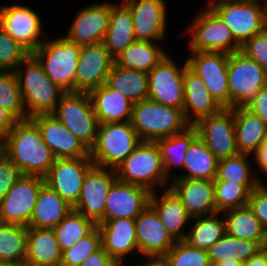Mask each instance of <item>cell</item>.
<instances>
[{
  "mask_svg": "<svg viewBox=\"0 0 267 266\" xmlns=\"http://www.w3.org/2000/svg\"><path fill=\"white\" fill-rule=\"evenodd\" d=\"M0 150L18 167L22 175L44 178L56 159L31 119L18 120L0 141Z\"/></svg>",
  "mask_w": 267,
  "mask_h": 266,
  "instance_id": "cell-1",
  "label": "cell"
},
{
  "mask_svg": "<svg viewBox=\"0 0 267 266\" xmlns=\"http://www.w3.org/2000/svg\"><path fill=\"white\" fill-rule=\"evenodd\" d=\"M14 72L21 90L27 119L53 114L65 92L47 77L38 60L30 54Z\"/></svg>",
  "mask_w": 267,
  "mask_h": 266,
  "instance_id": "cell-2",
  "label": "cell"
},
{
  "mask_svg": "<svg viewBox=\"0 0 267 266\" xmlns=\"http://www.w3.org/2000/svg\"><path fill=\"white\" fill-rule=\"evenodd\" d=\"M131 123L142 141L151 142L181 133L190 126L183 109L165 106L149 98L134 103Z\"/></svg>",
  "mask_w": 267,
  "mask_h": 266,
  "instance_id": "cell-3",
  "label": "cell"
},
{
  "mask_svg": "<svg viewBox=\"0 0 267 266\" xmlns=\"http://www.w3.org/2000/svg\"><path fill=\"white\" fill-rule=\"evenodd\" d=\"M81 46L65 36L46 39L32 55L42 65L47 77L62 91L75 92V77Z\"/></svg>",
  "mask_w": 267,
  "mask_h": 266,
  "instance_id": "cell-4",
  "label": "cell"
},
{
  "mask_svg": "<svg viewBox=\"0 0 267 266\" xmlns=\"http://www.w3.org/2000/svg\"><path fill=\"white\" fill-rule=\"evenodd\" d=\"M141 142L131 121L99 124L90 157L95 166L116 169Z\"/></svg>",
  "mask_w": 267,
  "mask_h": 266,
  "instance_id": "cell-5",
  "label": "cell"
},
{
  "mask_svg": "<svg viewBox=\"0 0 267 266\" xmlns=\"http://www.w3.org/2000/svg\"><path fill=\"white\" fill-rule=\"evenodd\" d=\"M115 172L118 180L140 185L150 192L170 181L165 175L160 149L151 141H142Z\"/></svg>",
  "mask_w": 267,
  "mask_h": 266,
  "instance_id": "cell-6",
  "label": "cell"
},
{
  "mask_svg": "<svg viewBox=\"0 0 267 266\" xmlns=\"http://www.w3.org/2000/svg\"><path fill=\"white\" fill-rule=\"evenodd\" d=\"M232 2L208 0V5L228 25L235 42L241 47L246 41L267 28V0ZM263 6V7H262Z\"/></svg>",
  "mask_w": 267,
  "mask_h": 266,
  "instance_id": "cell-7",
  "label": "cell"
},
{
  "mask_svg": "<svg viewBox=\"0 0 267 266\" xmlns=\"http://www.w3.org/2000/svg\"><path fill=\"white\" fill-rule=\"evenodd\" d=\"M52 115L89 150L94 146L99 123L88 92L64 93Z\"/></svg>",
  "mask_w": 267,
  "mask_h": 266,
  "instance_id": "cell-8",
  "label": "cell"
},
{
  "mask_svg": "<svg viewBox=\"0 0 267 266\" xmlns=\"http://www.w3.org/2000/svg\"><path fill=\"white\" fill-rule=\"evenodd\" d=\"M191 34L189 51H213L231 54L240 50L232 31L219 15L207 4L196 14L191 25L185 30Z\"/></svg>",
  "mask_w": 267,
  "mask_h": 266,
  "instance_id": "cell-9",
  "label": "cell"
},
{
  "mask_svg": "<svg viewBox=\"0 0 267 266\" xmlns=\"http://www.w3.org/2000/svg\"><path fill=\"white\" fill-rule=\"evenodd\" d=\"M228 83L230 108L246 106L267 84V72L240 50L229 54Z\"/></svg>",
  "mask_w": 267,
  "mask_h": 266,
  "instance_id": "cell-10",
  "label": "cell"
},
{
  "mask_svg": "<svg viewBox=\"0 0 267 266\" xmlns=\"http://www.w3.org/2000/svg\"><path fill=\"white\" fill-rule=\"evenodd\" d=\"M187 67L205 83L209 93L222 108H230L228 83L229 54L213 51H190Z\"/></svg>",
  "mask_w": 267,
  "mask_h": 266,
  "instance_id": "cell-11",
  "label": "cell"
},
{
  "mask_svg": "<svg viewBox=\"0 0 267 266\" xmlns=\"http://www.w3.org/2000/svg\"><path fill=\"white\" fill-rule=\"evenodd\" d=\"M42 24L38 13L27 5L21 3L0 5V26L31 54L48 36L42 30Z\"/></svg>",
  "mask_w": 267,
  "mask_h": 266,
  "instance_id": "cell-12",
  "label": "cell"
},
{
  "mask_svg": "<svg viewBox=\"0 0 267 266\" xmlns=\"http://www.w3.org/2000/svg\"><path fill=\"white\" fill-rule=\"evenodd\" d=\"M44 184L42 177L22 175L0 201V222L28 227Z\"/></svg>",
  "mask_w": 267,
  "mask_h": 266,
  "instance_id": "cell-13",
  "label": "cell"
},
{
  "mask_svg": "<svg viewBox=\"0 0 267 266\" xmlns=\"http://www.w3.org/2000/svg\"><path fill=\"white\" fill-rule=\"evenodd\" d=\"M167 54L149 73L148 98L165 106L182 109L184 105L183 76L187 62L181 66Z\"/></svg>",
  "mask_w": 267,
  "mask_h": 266,
  "instance_id": "cell-14",
  "label": "cell"
},
{
  "mask_svg": "<svg viewBox=\"0 0 267 266\" xmlns=\"http://www.w3.org/2000/svg\"><path fill=\"white\" fill-rule=\"evenodd\" d=\"M193 126L198 137L218 160L239 153L236 146L234 108H222Z\"/></svg>",
  "mask_w": 267,
  "mask_h": 266,
  "instance_id": "cell-15",
  "label": "cell"
},
{
  "mask_svg": "<svg viewBox=\"0 0 267 266\" xmlns=\"http://www.w3.org/2000/svg\"><path fill=\"white\" fill-rule=\"evenodd\" d=\"M93 166L90 156L56 158L44 177L45 184L74 207L80 198L85 175Z\"/></svg>",
  "mask_w": 267,
  "mask_h": 266,
  "instance_id": "cell-16",
  "label": "cell"
},
{
  "mask_svg": "<svg viewBox=\"0 0 267 266\" xmlns=\"http://www.w3.org/2000/svg\"><path fill=\"white\" fill-rule=\"evenodd\" d=\"M116 180L115 169L94 165L85 175L80 198L73 209L96 225L102 223L108 192Z\"/></svg>",
  "mask_w": 267,
  "mask_h": 266,
  "instance_id": "cell-17",
  "label": "cell"
},
{
  "mask_svg": "<svg viewBox=\"0 0 267 266\" xmlns=\"http://www.w3.org/2000/svg\"><path fill=\"white\" fill-rule=\"evenodd\" d=\"M130 9L136 41L158 42L166 37L165 0H122Z\"/></svg>",
  "mask_w": 267,
  "mask_h": 266,
  "instance_id": "cell-18",
  "label": "cell"
},
{
  "mask_svg": "<svg viewBox=\"0 0 267 266\" xmlns=\"http://www.w3.org/2000/svg\"><path fill=\"white\" fill-rule=\"evenodd\" d=\"M114 58L103 42L81 46L75 92H90L106 83Z\"/></svg>",
  "mask_w": 267,
  "mask_h": 266,
  "instance_id": "cell-19",
  "label": "cell"
},
{
  "mask_svg": "<svg viewBox=\"0 0 267 266\" xmlns=\"http://www.w3.org/2000/svg\"><path fill=\"white\" fill-rule=\"evenodd\" d=\"M111 3H94L76 14L65 37L77 44L85 46L104 41L109 24Z\"/></svg>",
  "mask_w": 267,
  "mask_h": 266,
  "instance_id": "cell-20",
  "label": "cell"
},
{
  "mask_svg": "<svg viewBox=\"0 0 267 266\" xmlns=\"http://www.w3.org/2000/svg\"><path fill=\"white\" fill-rule=\"evenodd\" d=\"M151 192L140 185L116 180L105 202L104 221L135 219L148 205Z\"/></svg>",
  "mask_w": 267,
  "mask_h": 266,
  "instance_id": "cell-21",
  "label": "cell"
},
{
  "mask_svg": "<svg viewBox=\"0 0 267 266\" xmlns=\"http://www.w3.org/2000/svg\"><path fill=\"white\" fill-rule=\"evenodd\" d=\"M31 120L38 126L42 140L55 158H80L90 156V150L52 114L38 115Z\"/></svg>",
  "mask_w": 267,
  "mask_h": 266,
  "instance_id": "cell-22",
  "label": "cell"
},
{
  "mask_svg": "<svg viewBox=\"0 0 267 266\" xmlns=\"http://www.w3.org/2000/svg\"><path fill=\"white\" fill-rule=\"evenodd\" d=\"M135 227L138 252L144 257L164 256L175 243L150 204L135 218Z\"/></svg>",
  "mask_w": 267,
  "mask_h": 266,
  "instance_id": "cell-23",
  "label": "cell"
},
{
  "mask_svg": "<svg viewBox=\"0 0 267 266\" xmlns=\"http://www.w3.org/2000/svg\"><path fill=\"white\" fill-rule=\"evenodd\" d=\"M170 182L169 187L180 198L191 218L217 212L214 180L173 178Z\"/></svg>",
  "mask_w": 267,
  "mask_h": 266,
  "instance_id": "cell-24",
  "label": "cell"
},
{
  "mask_svg": "<svg viewBox=\"0 0 267 266\" xmlns=\"http://www.w3.org/2000/svg\"><path fill=\"white\" fill-rule=\"evenodd\" d=\"M97 227L101 233L102 248L118 266H124L127 255L138 251L135 219L105 220Z\"/></svg>",
  "mask_w": 267,
  "mask_h": 266,
  "instance_id": "cell-25",
  "label": "cell"
},
{
  "mask_svg": "<svg viewBox=\"0 0 267 266\" xmlns=\"http://www.w3.org/2000/svg\"><path fill=\"white\" fill-rule=\"evenodd\" d=\"M184 105L183 114L189 125H195L203 118L219 112L222 107L209 93L203 80L185 68L183 76Z\"/></svg>",
  "mask_w": 267,
  "mask_h": 266,
  "instance_id": "cell-26",
  "label": "cell"
},
{
  "mask_svg": "<svg viewBox=\"0 0 267 266\" xmlns=\"http://www.w3.org/2000/svg\"><path fill=\"white\" fill-rule=\"evenodd\" d=\"M161 197L157 191L151 192L149 204L158 213L161 223L171 238L176 241H184L187 231L185 225L192 221L191 216L185 210L180 198L170 188L163 190Z\"/></svg>",
  "mask_w": 267,
  "mask_h": 266,
  "instance_id": "cell-27",
  "label": "cell"
},
{
  "mask_svg": "<svg viewBox=\"0 0 267 266\" xmlns=\"http://www.w3.org/2000/svg\"><path fill=\"white\" fill-rule=\"evenodd\" d=\"M89 95L99 124L131 121L134 103L106 83Z\"/></svg>",
  "mask_w": 267,
  "mask_h": 266,
  "instance_id": "cell-28",
  "label": "cell"
},
{
  "mask_svg": "<svg viewBox=\"0 0 267 266\" xmlns=\"http://www.w3.org/2000/svg\"><path fill=\"white\" fill-rule=\"evenodd\" d=\"M61 259L54 229L28 228L25 266H61Z\"/></svg>",
  "mask_w": 267,
  "mask_h": 266,
  "instance_id": "cell-29",
  "label": "cell"
},
{
  "mask_svg": "<svg viewBox=\"0 0 267 266\" xmlns=\"http://www.w3.org/2000/svg\"><path fill=\"white\" fill-rule=\"evenodd\" d=\"M134 41L133 18L129 7L123 1L111 3L108 29L103 41L105 48L115 58Z\"/></svg>",
  "mask_w": 267,
  "mask_h": 266,
  "instance_id": "cell-30",
  "label": "cell"
},
{
  "mask_svg": "<svg viewBox=\"0 0 267 266\" xmlns=\"http://www.w3.org/2000/svg\"><path fill=\"white\" fill-rule=\"evenodd\" d=\"M234 118L237 150L252 157L265 141L267 125L245 106L234 107Z\"/></svg>",
  "mask_w": 267,
  "mask_h": 266,
  "instance_id": "cell-31",
  "label": "cell"
},
{
  "mask_svg": "<svg viewBox=\"0 0 267 266\" xmlns=\"http://www.w3.org/2000/svg\"><path fill=\"white\" fill-rule=\"evenodd\" d=\"M72 210L73 207L44 184L38 194L27 228L54 229Z\"/></svg>",
  "mask_w": 267,
  "mask_h": 266,
  "instance_id": "cell-32",
  "label": "cell"
},
{
  "mask_svg": "<svg viewBox=\"0 0 267 266\" xmlns=\"http://www.w3.org/2000/svg\"><path fill=\"white\" fill-rule=\"evenodd\" d=\"M106 84L113 90L120 92L133 103L148 98V73L112 64Z\"/></svg>",
  "mask_w": 267,
  "mask_h": 266,
  "instance_id": "cell-33",
  "label": "cell"
},
{
  "mask_svg": "<svg viewBox=\"0 0 267 266\" xmlns=\"http://www.w3.org/2000/svg\"><path fill=\"white\" fill-rule=\"evenodd\" d=\"M166 55L167 51L157 42L134 41L114 58V62L125 68L149 73Z\"/></svg>",
  "mask_w": 267,
  "mask_h": 266,
  "instance_id": "cell-34",
  "label": "cell"
},
{
  "mask_svg": "<svg viewBox=\"0 0 267 266\" xmlns=\"http://www.w3.org/2000/svg\"><path fill=\"white\" fill-rule=\"evenodd\" d=\"M218 159L197 136L189 145L183 164L184 174L174 178L209 179L217 175Z\"/></svg>",
  "mask_w": 267,
  "mask_h": 266,
  "instance_id": "cell-35",
  "label": "cell"
},
{
  "mask_svg": "<svg viewBox=\"0 0 267 266\" xmlns=\"http://www.w3.org/2000/svg\"><path fill=\"white\" fill-rule=\"evenodd\" d=\"M226 233L235 238L260 243L267 242V237L260 221L248 206L224 211Z\"/></svg>",
  "mask_w": 267,
  "mask_h": 266,
  "instance_id": "cell-36",
  "label": "cell"
},
{
  "mask_svg": "<svg viewBox=\"0 0 267 266\" xmlns=\"http://www.w3.org/2000/svg\"><path fill=\"white\" fill-rule=\"evenodd\" d=\"M28 228L0 222V263L25 266Z\"/></svg>",
  "mask_w": 267,
  "mask_h": 266,
  "instance_id": "cell-37",
  "label": "cell"
},
{
  "mask_svg": "<svg viewBox=\"0 0 267 266\" xmlns=\"http://www.w3.org/2000/svg\"><path fill=\"white\" fill-rule=\"evenodd\" d=\"M197 136L198 132L196 128L190 125L181 133L156 141L160 149L165 175L169 180L174 178V176L171 175L173 166L183 169L185 154L189 145Z\"/></svg>",
  "mask_w": 267,
  "mask_h": 266,
  "instance_id": "cell-38",
  "label": "cell"
},
{
  "mask_svg": "<svg viewBox=\"0 0 267 266\" xmlns=\"http://www.w3.org/2000/svg\"><path fill=\"white\" fill-rule=\"evenodd\" d=\"M216 212L210 215L193 217L189 231L186 234L184 242L194 248L207 250L226 233L225 219L219 218L223 215Z\"/></svg>",
  "mask_w": 267,
  "mask_h": 266,
  "instance_id": "cell-39",
  "label": "cell"
},
{
  "mask_svg": "<svg viewBox=\"0 0 267 266\" xmlns=\"http://www.w3.org/2000/svg\"><path fill=\"white\" fill-rule=\"evenodd\" d=\"M262 249L263 246L260 243L235 238L225 233L208 249V256L211 265L232 259L244 264Z\"/></svg>",
  "mask_w": 267,
  "mask_h": 266,
  "instance_id": "cell-40",
  "label": "cell"
},
{
  "mask_svg": "<svg viewBox=\"0 0 267 266\" xmlns=\"http://www.w3.org/2000/svg\"><path fill=\"white\" fill-rule=\"evenodd\" d=\"M249 157V154L238 153L229 158L219 160L217 175L214 181H229L237 184H260L262 179L258 178L256 168L250 167Z\"/></svg>",
  "mask_w": 267,
  "mask_h": 266,
  "instance_id": "cell-41",
  "label": "cell"
},
{
  "mask_svg": "<svg viewBox=\"0 0 267 266\" xmlns=\"http://www.w3.org/2000/svg\"><path fill=\"white\" fill-rule=\"evenodd\" d=\"M97 225L74 209L54 228V233L63 252L81 238L87 236Z\"/></svg>",
  "mask_w": 267,
  "mask_h": 266,
  "instance_id": "cell-42",
  "label": "cell"
},
{
  "mask_svg": "<svg viewBox=\"0 0 267 266\" xmlns=\"http://www.w3.org/2000/svg\"><path fill=\"white\" fill-rule=\"evenodd\" d=\"M259 184H237L229 181H214L217 212L248 205L251 192Z\"/></svg>",
  "mask_w": 267,
  "mask_h": 266,
  "instance_id": "cell-43",
  "label": "cell"
},
{
  "mask_svg": "<svg viewBox=\"0 0 267 266\" xmlns=\"http://www.w3.org/2000/svg\"><path fill=\"white\" fill-rule=\"evenodd\" d=\"M0 106L17 120H26V109L14 71L0 70Z\"/></svg>",
  "mask_w": 267,
  "mask_h": 266,
  "instance_id": "cell-44",
  "label": "cell"
},
{
  "mask_svg": "<svg viewBox=\"0 0 267 266\" xmlns=\"http://www.w3.org/2000/svg\"><path fill=\"white\" fill-rule=\"evenodd\" d=\"M164 258L169 266H212L207 250L191 247L184 241H176Z\"/></svg>",
  "mask_w": 267,
  "mask_h": 266,
  "instance_id": "cell-45",
  "label": "cell"
},
{
  "mask_svg": "<svg viewBox=\"0 0 267 266\" xmlns=\"http://www.w3.org/2000/svg\"><path fill=\"white\" fill-rule=\"evenodd\" d=\"M101 246V233L96 226L87 236L62 252L61 266H79L87 256Z\"/></svg>",
  "mask_w": 267,
  "mask_h": 266,
  "instance_id": "cell-46",
  "label": "cell"
},
{
  "mask_svg": "<svg viewBox=\"0 0 267 266\" xmlns=\"http://www.w3.org/2000/svg\"><path fill=\"white\" fill-rule=\"evenodd\" d=\"M30 54L0 26V70L15 71Z\"/></svg>",
  "mask_w": 267,
  "mask_h": 266,
  "instance_id": "cell-47",
  "label": "cell"
},
{
  "mask_svg": "<svg viewBox=\"0 0 267 266\" xmlns=\"http://www.w3.org/2000/svg\"><path fill=\"white\" fill-rule=\"evenodd\" d=\"M240 51L254 59L267 72V28L246 41Z\"/></svg>",
  "mask_w": 267,
  "mask_h": 266,
  "instance_id": "cell-48",
  "label": "cell"
},
{
  "mask_svg": "<svg viewBox=\"0 0 267 266\" xmlns=\"http://www.w3.org/2000/svg\"><path fill=\"white\" fill-rule=\"evenodd\" d=\"M261 182L250 194L248 206L260 221L267 237V187Z\"/></svg>",
  "mask_w": 267,
  "mask_h": 266,
  "instance_id": "cell-49",
  "label": "cell"
},
{
  "mask_svg": "<svg viewBox=\"0 0 267 266\" xmlns=\"http://www.w3.org/2000/svg\"><path fill=\"white\" fill-rule=\"evenodd\" d=\"M21 176L18 167L0 150V201Z\"/></svg>",
  "mask_w": 267,
  "mask_h": 266,
  "instance_id": "cell-50",
  "label": "cell"
},
{
  "mask_svg": "<svg viewBox=\"0 0 267 266\" xmlns=\"http://www.w3.org/2000/svg\"><path fill=\"white\" fill-rule=\"evenodd\" d=\"M267 125V84L245 106Z\"/></svg>",
  "mask_w": 267,
  "mask_h": 266,
  "instance_id": "cell-51",
  "label": "cell"
},
{
  "mask_svg": "<svg viewBox=\"0 0 267 266\" xmlns=\"http://www.w3.org/2000/svg\"><path fill=\"white\" fill-rule=\"evenodd\" d=\"M79 266H118L117 263L105 252L102 246L89 256Z\"/></svg>",
  "mask_w": 267,
  "mask_h": 266,
  "instance_id": "cell-52",
  "label": "cell"
},
{
  "mask_svg": "<svg viewBox=\"0 0 267 266\" xmlns=\"http://www.w3.org/2000/svg\"><path fill=\"white\" fill-rule=\"evenodd\" d=\"M18 120L0 106V141L13 129Z\"/></svg>",
  "mask_w": 267,
  "mask_h": 266,
  "instance_id": "cell-53",
  "label": "cell"
},
{
  "mask_svg": "<svg viewBox=\"0 0 267 266\" xmlns=\"http://www.w3.org/2000/svg\"><path fill=\"white\" fill-rule=\"evenodd\" d=\"M253 159L251 160L257 163V166L259 167L258 169L259 172L262 171L266 176L267 175V136L262 146L253 155Z\"/></svg>",
  "mask_w": 267,
  "mask_h": 266,
  "instance_id": "cell-54",
  "label": "cell"
},
{
  "mask_svg": "<svg viewBox=\"0 0 267 266\" xmlns=\"http://www.w3.org/2000/svg\"><path fill=\"white\" fill-rule=\"evenodd\" d=\"M243 266H267V253L264 249L252 256Z\"/></svg>",
  "mask_w": 267,
  "mask_h": 266,
  "instance_id": "cell-55",
  "label": "cell"
},
{
  "mask_svg": "<svg viewBox=\"0 0 267 266\" xmlns=\"http://www.w3.org/2000/svg\"><path fill=\"white\" fill-rule=\"evenodd\" d=\"M148 259L142 263L140 266H169L167 260L164 256L158 257H147Z\"/></svg>",
  "mask_w": 267,
  "mask_h": 266,
  "instance_id": "cell-56",
  "label": "cell"
},
{
  "mask_svg": "<svg viewBox=\"0 0 267 266\" xmlns=\"http://www.w3.org/2000/svg\"><path fill=\"white\" fill-rule=\"evenodd\" d=\"M244 264L240 261L232 260H225L222 262L214 263L212 266H243Z\"/></svg>",
  "mask_w": 267,
  "mask_h": 266,
  "instance_id": "cell-57",
  "label": "cell"
},
{
  "mask_svg": "<svg viewBox=\"0 0 267 266\" xmlns=\"http://www.w3.org/2000/svg\"><path fill=\"white\" fill-rule=\"evenodd\" d=\"M223 1H232V2H254L257 0H223Z\"/></svg>",
  "mask_w": 267,
  "mask_h": 266,
  "instance_id": "cell-58",
  "label": "cell"
},
{
  "mask_svg": "<svg viewBox=\"0 0 267 266\" xmlns=\"http://www.w3.org/2000/svg\"><path fill=\"white\" fill-rule=\"evenodd\" d=\"M263 249L266 251L267 253V242L265 243V245L263 246Z\"/></svg>",
  "mask_w": 267,
  "mask_h": 266,
  "instance_id": "cell-59",
  "label": "cell"
},
{
  "mask_svg": "<svg viewBox=\"0 0 267 266\" xmlns=\"http://www.w3.org/2000/svg\"><path fill=\"white\" fill-rule=\"evenodd\" d=\"M0 266H10V265L4 264V263H0Z\"/></svg>",
  "mask_w": 267,
  "mask_h": 266,
  "instance_id": "cell-60",
  "label": "cell"
}]
</instances>
